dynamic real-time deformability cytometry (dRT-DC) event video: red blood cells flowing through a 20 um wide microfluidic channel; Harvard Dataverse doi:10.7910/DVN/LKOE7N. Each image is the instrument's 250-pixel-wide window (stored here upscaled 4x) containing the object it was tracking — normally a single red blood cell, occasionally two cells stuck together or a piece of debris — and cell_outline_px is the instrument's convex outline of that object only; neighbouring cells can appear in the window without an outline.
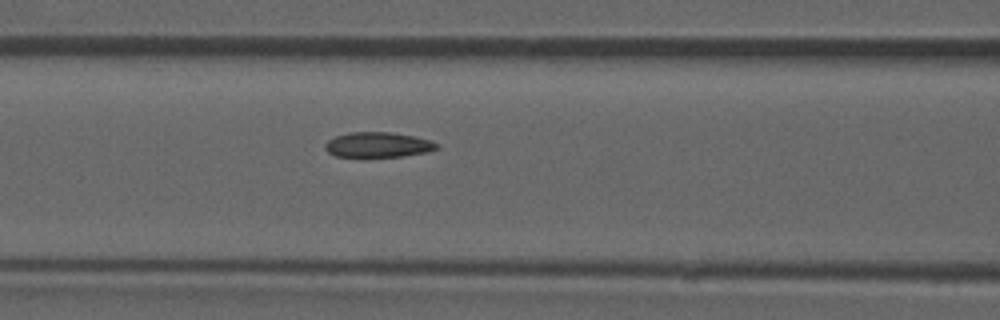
{"species": "common noctule bat (a hibernating species)", "species_latin": "Nyctalus noctula", "temperature_condition": "room temperature", "stored_images_in_passage": 51, "camera_frame_rate_fps": 3000, "um_per_image_px": 0.085, "animal": {"sex": "male", "forearm_length_mm": 52.5}, "frame": {"image": 1, "passage_image": 22, "time_ms": 7.0, "image_size_px": [1000, 320], "cell_outline_px": [[436, 148], [428, 152], [400, 156], [336, 156], [328, 152], [324, 148], [324, 144], [328, 140], [336, 136], [352, 132], [392, 132], [412, 136], [428, 140], [436, 144]], "centroid_in_image_um": [32.07, 12.3], "position_along_channel_um": 134.5, "area_um2": 15.95}, "authors_computed_cell_mechanics": {"area_um2": 16.9354, "velocity_mm_per_s": 3.8558, "shape_relaxation_time_tau1_ms": 10.9174, "shape_relaxation_time_tau2_ms": 1.7462, "deformation_change_tau1": 0.1887, "deformation_change_tau2": 0.0571}}